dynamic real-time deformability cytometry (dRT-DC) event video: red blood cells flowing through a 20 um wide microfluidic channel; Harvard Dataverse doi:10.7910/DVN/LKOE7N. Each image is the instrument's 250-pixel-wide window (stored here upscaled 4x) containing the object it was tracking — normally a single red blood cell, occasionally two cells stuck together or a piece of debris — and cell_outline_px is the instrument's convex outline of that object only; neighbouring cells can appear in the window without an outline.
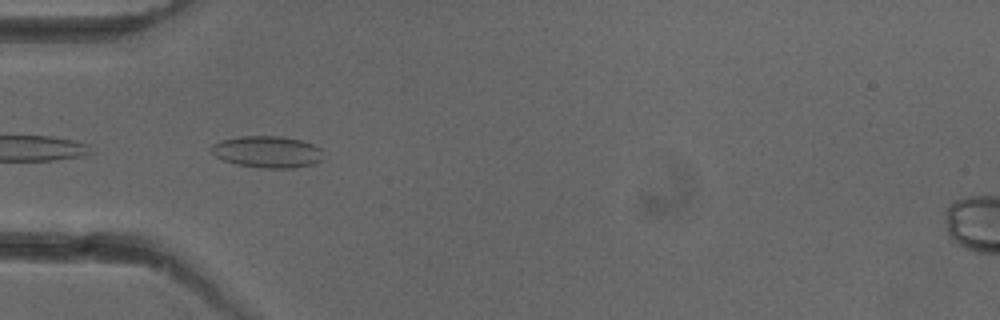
{"species": "common noctule bat (a hibernating species)", "species_latin": "Nyctalus noctula", "temperature_condition": "cold", "stored_images_in_passage": 51, "camera_frame_rate_fps": 3000, "um_per_image_px": 0.085, "animal": {"sex": "female"}, "frame": {"image": 1, "passage_image": 16, "time_ms": 5.0, "image_size_px": [1000, 320], "cell_outline_px": [[320, 160], [316, 164], [296, 168], [260, 168], [236, 164], [224, 160], [216, 156], [208, 148], [212, 144], [220, 140], [240, 136], [280, 136], [300, 140], [312, 144], [320, 148]], "centroid_in_image_um": [22.68, 12.91], "position_along_channel_um": 62.3, "area_um2": 20.75}}
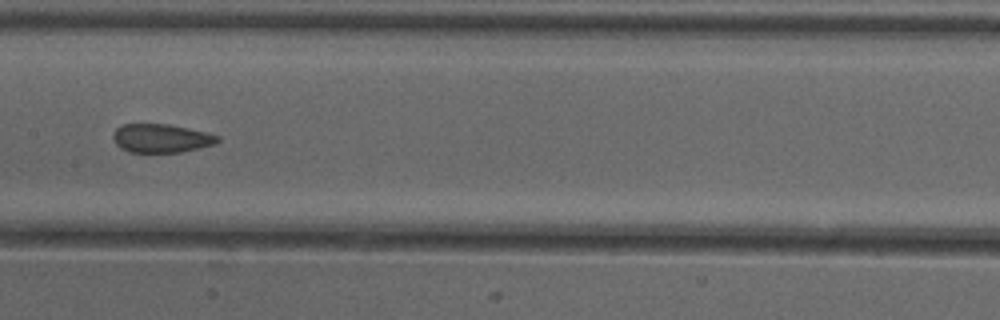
{"frame": {"image": 2, "passage_image": 26, "time_ms": 8.333, "image_size_px": [1000, 320], "cell_outline_px": [[220, 140], [216, 144], [180, 152], [128, 152], [120, 148], [116, 144], [112, 136], [116, 128], [120, 124], [168, 124], [208, 132], [220, 136]], "centroid_in_image_um": [13.71, 11.75], "position_along_channel_um": 193.7, "area_um2": 17.57}}
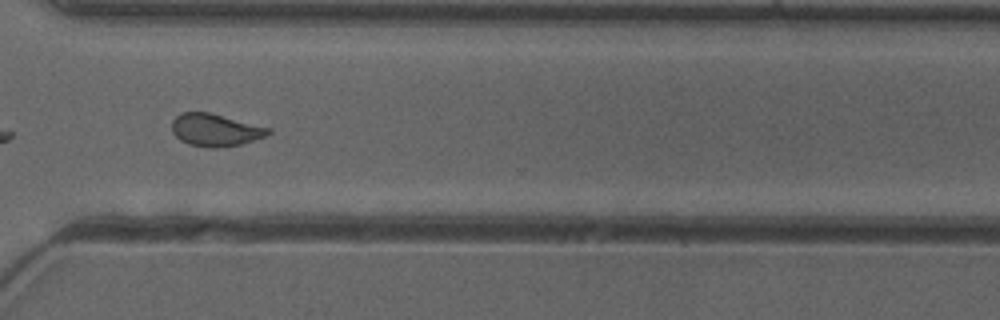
{"frame": {"image": 3, "passage_image": 38, "time_ms": 12.333, "image_size_px": [1000, 320], "cell_outline_px": [[272, 132], [268, 136], [240, 144], [216, 148], [212, 148], [188, 144], [180, 140], [172, 132], [172, 120], [180, 112], [208, 112], [272, 128]], "centroid_in_image_um": [18.32, 11.05], "position_along_channel_um": 352.3, "area_um2": 18.32}, "authors_computed_cell_mechanics": {"area_um2": 18.496, "velocity_mm_per_s": 3.9732, "shape_relaxation_time_tau1_ms": null, "shape_relaxation_time_tau2_ms": 1.2446, "deformation_change_tau1": null, "deformation_change_tau2": 0.0727}}